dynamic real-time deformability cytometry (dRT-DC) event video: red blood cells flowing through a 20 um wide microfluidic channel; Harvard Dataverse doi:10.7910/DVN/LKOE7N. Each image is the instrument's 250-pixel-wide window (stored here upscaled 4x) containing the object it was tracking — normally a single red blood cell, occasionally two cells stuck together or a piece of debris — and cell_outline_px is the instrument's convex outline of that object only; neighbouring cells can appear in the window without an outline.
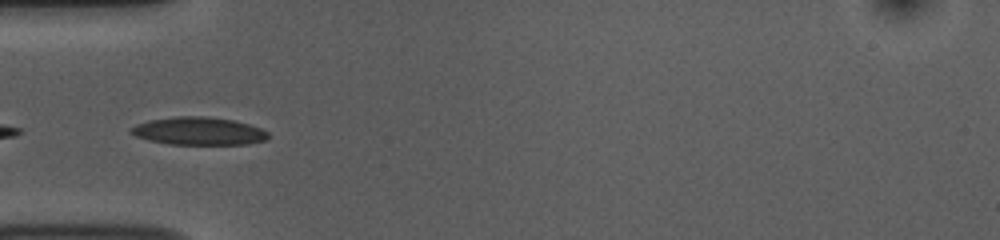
{"species": "common noctule bat (a hibernating species)", "species_latin": "Nyctalus noctula", "temperature_condition": "room temperature", "stored_images_in_passage": 12, "camera_frame_rate_fps": 3000, "um_per_image_px": 0.085, "animal": {"sex": "female", "body_mass_g": 10.0, "forearm_length_mm": 53.1}, "frame": {"image": 1, "passage_image": 6, "time_ms": 1.667, "image_size_px": [1000, 240], "cell_outline_px": [[268, 140], [248, 144], [168, 144], [148, 140], [136, 136], [128, 132], [136, 124], [148, 120], [176, 116], [208, 116], [236, 120], [260, 128], [268, 132]], "centroid_in_image_um": [16.89, 11.13], "position_along_channel_um": 68.1, "area_um2": 22.43}}